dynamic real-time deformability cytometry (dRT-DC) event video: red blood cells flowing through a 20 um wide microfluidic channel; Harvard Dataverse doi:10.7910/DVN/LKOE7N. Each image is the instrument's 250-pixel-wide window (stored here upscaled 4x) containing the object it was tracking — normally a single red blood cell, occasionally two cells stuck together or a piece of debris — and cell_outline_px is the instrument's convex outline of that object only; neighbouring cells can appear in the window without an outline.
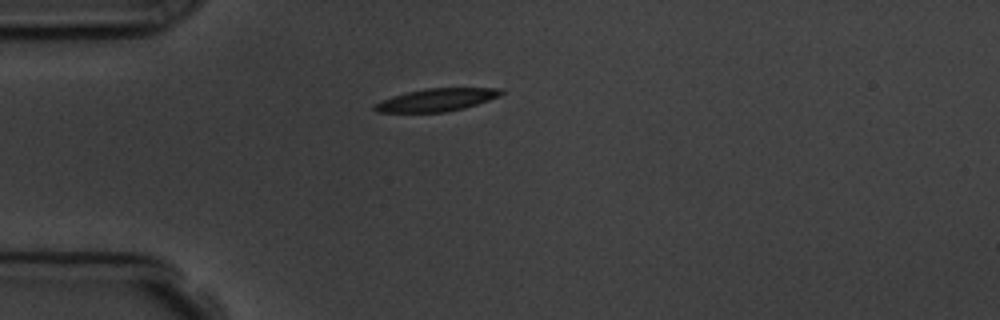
{"species": "common noctule bat (a hibernating species)", "species_latin": "Nyctalus noctula", "temperature_condition": "room temperature", "stored_images_in_passage": 1, "camera_frame_rate_fps": 3000, "um_per_image_px": 0.085, "animal": {"sex": "male", "body_mass_g": 19.5, "forearm_length_mm": 54.6}, "frame": {"image": 1, "passage_image": 1, "time_ms": 0.0, "image_size_px": [1000, 320], "cell_outline_px": [[504, 92], [500, 96], [464, 108], [444, 112], [376, 112], [372, 108], [372, 104], [380, 100], [392, 96], [424, 88], [504, 88]], "centroid_in_image_um": [37.08, 8.48], "position_along_channel_um": 47.9, "area_um2": 16.82}}